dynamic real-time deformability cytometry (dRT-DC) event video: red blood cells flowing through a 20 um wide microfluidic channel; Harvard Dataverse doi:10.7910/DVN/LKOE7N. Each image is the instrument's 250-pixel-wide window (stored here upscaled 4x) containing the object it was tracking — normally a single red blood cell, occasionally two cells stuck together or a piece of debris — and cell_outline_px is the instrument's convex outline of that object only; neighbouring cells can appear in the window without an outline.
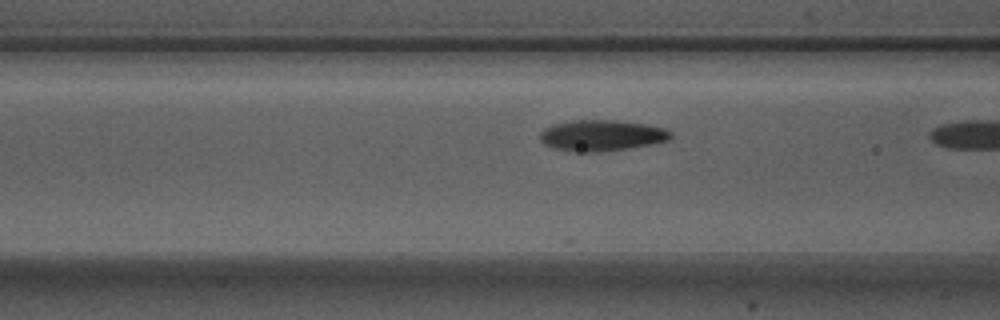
{"species": "Egyptian fruit bat (a non-hibernating species)", "species_latin": "Rousettus aegyptiacus", "temperature_condition": "warm", "stored_images_in_passage": 20, "camera_frame_rate_fps": 3000, "um_per_image_px": 0.085, "animal": {"sex": "male"}, "frame": {"image": 1, "passage_image": 19, "time_ms": 6.0, "image_size_px": [1000, 320], "cell_outline_px": [[672, 136], [668, 140], [628, 148], [600, 152], [576, 152], [552, 148], [544, 144], [540, 140], [540, 132], [544, 128], [552, 124], [572, 120], [616, 120], [644, 124], [664, 128], [672, 132]], "centroid_in_image_um": [51.08, 11.51], "position_along_channel_um": 115.5, "area_um2": 23.64}}